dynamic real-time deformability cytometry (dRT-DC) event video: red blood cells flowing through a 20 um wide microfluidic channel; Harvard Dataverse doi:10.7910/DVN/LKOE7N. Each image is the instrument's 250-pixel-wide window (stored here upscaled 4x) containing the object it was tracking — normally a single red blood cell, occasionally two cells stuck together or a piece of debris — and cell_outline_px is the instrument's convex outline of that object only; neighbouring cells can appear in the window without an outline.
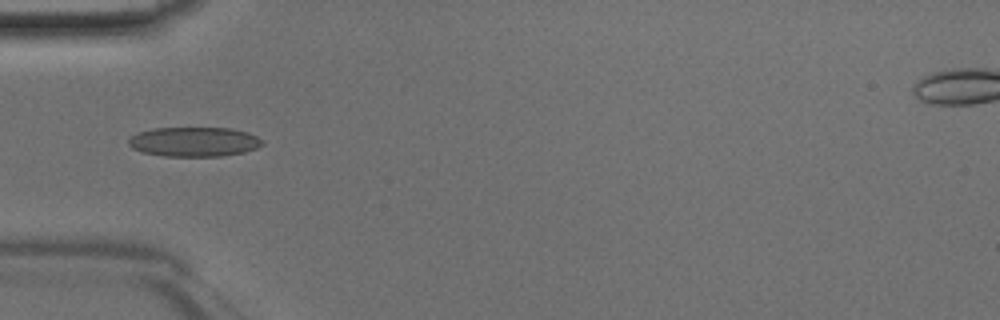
{"species": "Egyptian fruit bat (a non-hibernating species)", "species_latin": "Rousettus aegyptiacus", "temperature_condition": "room temperature", "stored_images_in_passage": 23, "camera_frame_rate_fps": 3000, "um_per_image_px": 0.085, "animal": {"sex": "male"}, "frame": {"image": 1, "passage_image": 4, "time_ms": 1.0, "image_size_px": [1000, 320], "cell_outline_px": [[264, 144], [256, 148], [244, 152], [220, 156], [164, 156], [140, 152], [132, 148], [128, 144], [128, 140], [136, 132], [152, 128], [232, 128], [248, 132], [264, 140]], "centroid_in_image_um": [16.49, 12.05], "position_along_channel_um": 68.5, "area_um2": 23.24}}